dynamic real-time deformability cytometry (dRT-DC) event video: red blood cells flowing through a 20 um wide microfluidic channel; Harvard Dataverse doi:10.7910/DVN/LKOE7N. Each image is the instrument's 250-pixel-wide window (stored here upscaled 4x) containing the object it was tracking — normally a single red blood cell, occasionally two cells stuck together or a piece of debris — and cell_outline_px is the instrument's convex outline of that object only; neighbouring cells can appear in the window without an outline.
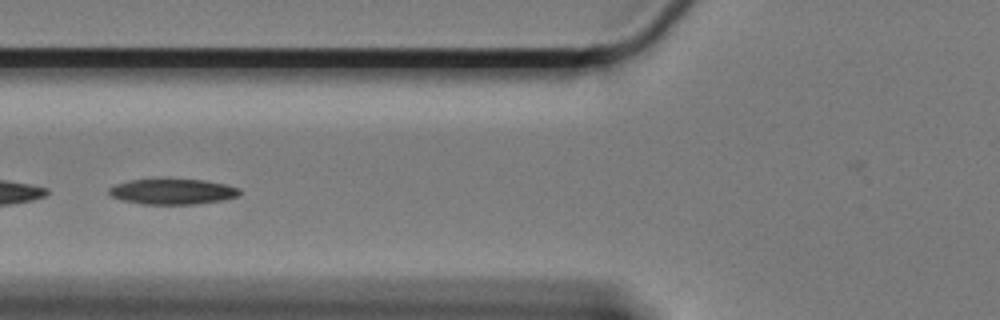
{"species": "Egyptian fruit bat (a non-hibernating species)", "species_latin": "Rousettus aegyptiacus", "temperature_condition": "cold", "stored_images_in_passage": 31, "camera_frame_rate_fps": 3000, "um_per_image_px": 0.085, "animal": {"sex": "female"}, "frame": {"image": 1, "passage_image": 22, "time_ms": 7.0, "image_size_px": [1000, 320], "cell_outline_px": [[240, 196], [224, 200], [196, 204], [140, 204], [120, 200], [112, 196], [108, 192], [108, 188], [116, 184], [128, 180], [160, 176], [204, 180], [224, 184], [240, 188]], "centroid_in_image_um": [14.63, 16.24], "position_along_channel_um": 111.2, "area_um2": 20.46}}